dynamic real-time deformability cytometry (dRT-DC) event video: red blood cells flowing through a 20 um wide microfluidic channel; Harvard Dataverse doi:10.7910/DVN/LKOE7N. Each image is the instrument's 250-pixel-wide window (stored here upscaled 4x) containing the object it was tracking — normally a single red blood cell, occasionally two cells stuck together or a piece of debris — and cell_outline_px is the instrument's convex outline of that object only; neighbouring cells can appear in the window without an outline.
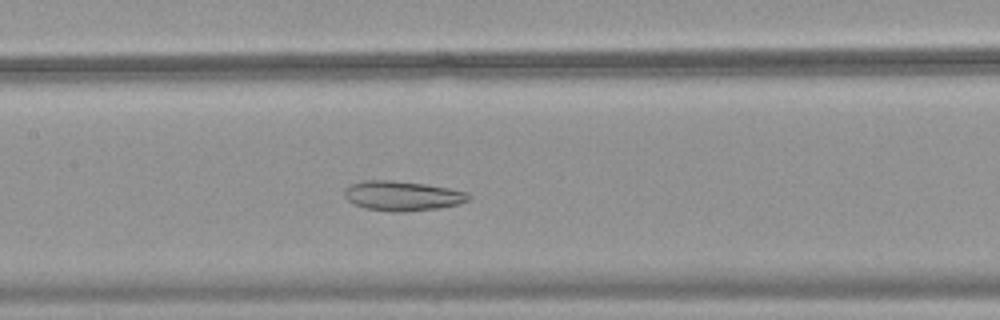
{"species": "common noctule bat (a hibernating species)", "species_latin": "Nyctalus noctula", "temperature_condition": "warm", "stored_images_in_passage": 51, "camera_frame_rate_fps": 3000, "um_per_image_px": 0.085, "animal": {"sex": "female", "body_mass_g": 18.4}, "frame": {"image": 1, "passage_image": 25, "time_ms": 8.0, "image_size_px": [1000, 320], "cell_outline_px": [[472, 196], [468, 200], [456, 204], [440, 208], [396, 212], [392, 212], [364, 208], [352, 204], [344, 196], [344, 188], [352, 184], [364, 180], [392, 180], [424, 184], [448, 188], [468, 192]], "centroid_in_image_um": [34.16, 16.64], "position_along_channel_um": 173.2, "area_um2": 21.5}}
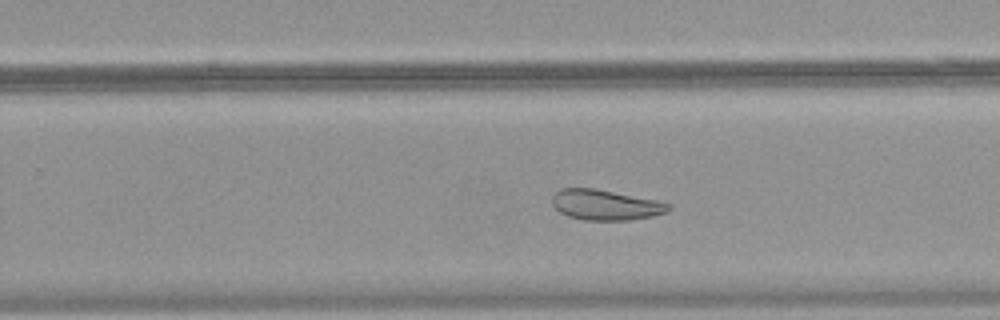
{"frame": {"image": 2, "passage_image": 33, "time_ms": 10.667, "image_size_px": [1000, 320], "cell_outline_px": [[672, 208], [664, 212], [652, 216], [632, 220], [584, 220], [568, 216], [560, 212], [552, 204], [552, 196], [560, 188], [596, 188], [656, 200], [668, 204]], "centroid_in_image_um": [51.43, 17.41], "position_along_channel_um": 278.4, "area_um2": 20.52}}
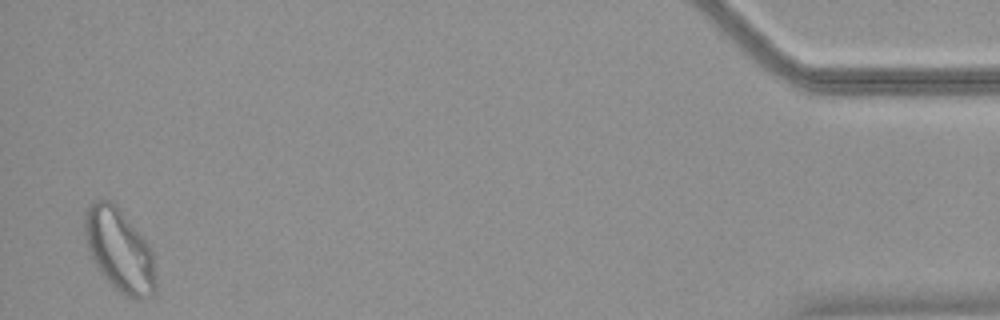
{"frame": {"image": 3, "passage_image": 50, "time_ms": 16.333, "image_size_px": [1000, 320], "cell_outline_px": [[156, 292], [152, 296], [140, 300], [136, 300], [120, 292], [100, 272], [88, 248], [84, 232], [84, 220], [88, 204], [96, 200], [108, 200], [116, 204], [148, 244], [152, 252], [156, 276]], "centroid_in_image_um": [10.17, 21.28], "position_along_channel_um": 425.0, "area_um2": 34.04}}